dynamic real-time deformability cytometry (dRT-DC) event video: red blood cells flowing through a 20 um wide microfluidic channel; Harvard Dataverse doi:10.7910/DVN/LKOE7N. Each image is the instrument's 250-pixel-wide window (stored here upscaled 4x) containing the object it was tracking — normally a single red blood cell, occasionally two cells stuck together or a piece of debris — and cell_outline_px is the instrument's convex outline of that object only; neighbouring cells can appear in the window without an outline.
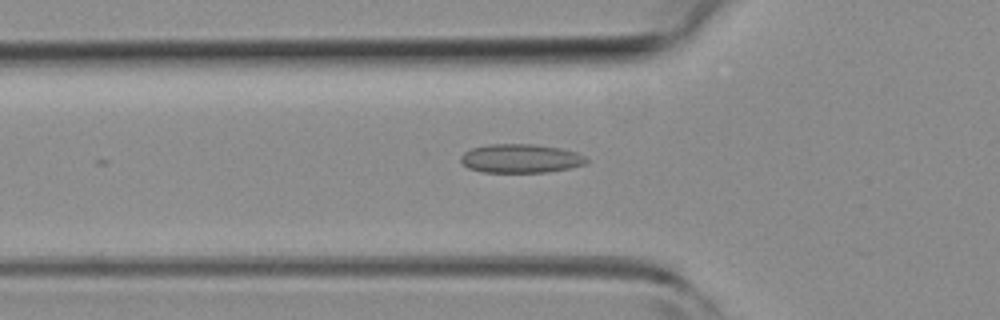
{"species": "common noctule bat (a hibernating species)", "species_latin": "Nyctalus noctula", "temperature_condition": "room temperature", "stored_images_in_passage": 13, "camera_frame_rate_fps": 3000, "um_per_image_px": 0.085, "animal": {"sex": "female", "body_mass_g": 19.3, "forearm_length_mm": 54.1}, "frame": {"image": 1, "passage_image": 8, "time_ms": 2.333, "image_size_px": [1000, 320], "cell_outline_px": [[588, 160], [584, 164], [568, 168], [548, 172], [480, 172], [468, 168], [460, 160], [460, 156], [464, 152], [472, 148], [492, 144], [536, 144], [560, 148], [576, 152], [584, 156]], "centroid_in_image_um": [44.23, 13.47], "position_along_channel_um": 81.6, "area_um2": 21.04}}
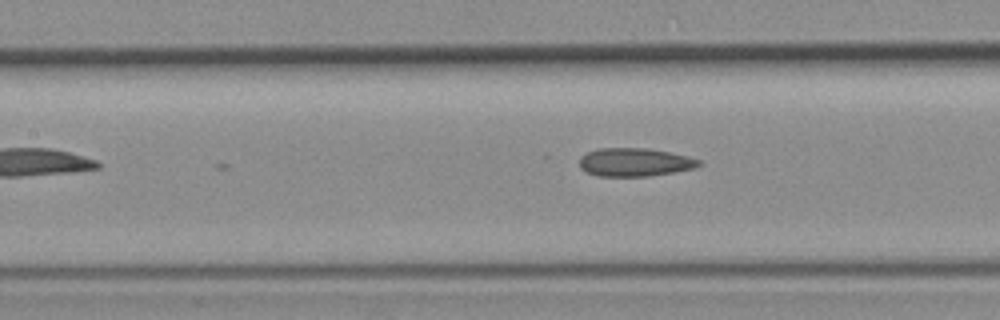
{"frame": {"image": 2, "passage_image": 13, "time_ms": 4.0, "image_size_px": [1000, 320], "cell_outline_px": [[704, 164], [692, 168], [672, 172], [648, 176], [600, 176], [584, 172], [580, 168], [580, 156], [596, 148], [648, 148], [688, 156], [700, 160]], "centroid_in_image_um": [53.92, 13.78], "position_along_channel_um": 153.5, "area_um2": 19.71}}